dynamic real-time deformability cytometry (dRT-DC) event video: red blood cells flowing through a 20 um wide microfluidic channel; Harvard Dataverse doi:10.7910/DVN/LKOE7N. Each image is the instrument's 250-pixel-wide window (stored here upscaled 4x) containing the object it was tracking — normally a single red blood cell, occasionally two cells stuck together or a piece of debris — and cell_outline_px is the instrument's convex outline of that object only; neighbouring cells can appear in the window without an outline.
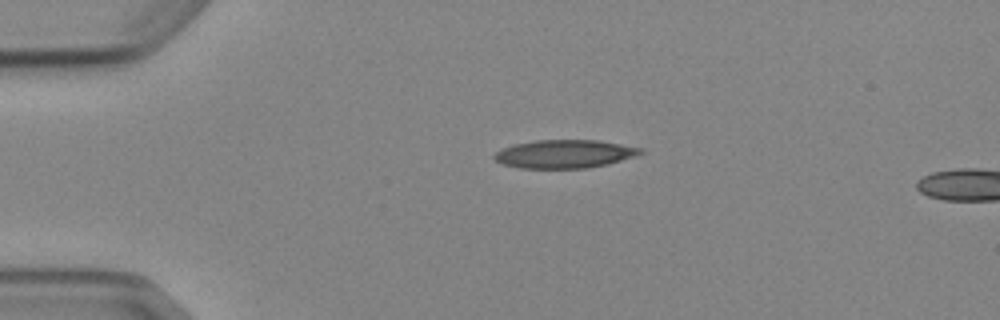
{"species": "Egyptian fruit bat (a non-hibernating species)", "species_latin": "Rousettus aegyptiacus", "temperature_condition": "cold", "stored_images_in_passage": 2, "camera_frame_rate_fps": 3000, "um_per_image_px": 0.085, "animal": {"sex": "female"}, "frame": {"image": 1, "passage_image": 1, "time_ms": 0.0, "image_size_px": [1000, 320], "cell_outline_px": [[644, 152], [636, 156], [608, 164], [588, 168], [520, 168], [504, 164], [496, 160], [492, 156], [496, 152], [504, 148], [516, 144], [536, 140], [600, 140], [644, 148]], "centroid_in_image_um": [48.05, 13.08], "position_along_channel_um": 37.0, "area_um2": 24.1}}